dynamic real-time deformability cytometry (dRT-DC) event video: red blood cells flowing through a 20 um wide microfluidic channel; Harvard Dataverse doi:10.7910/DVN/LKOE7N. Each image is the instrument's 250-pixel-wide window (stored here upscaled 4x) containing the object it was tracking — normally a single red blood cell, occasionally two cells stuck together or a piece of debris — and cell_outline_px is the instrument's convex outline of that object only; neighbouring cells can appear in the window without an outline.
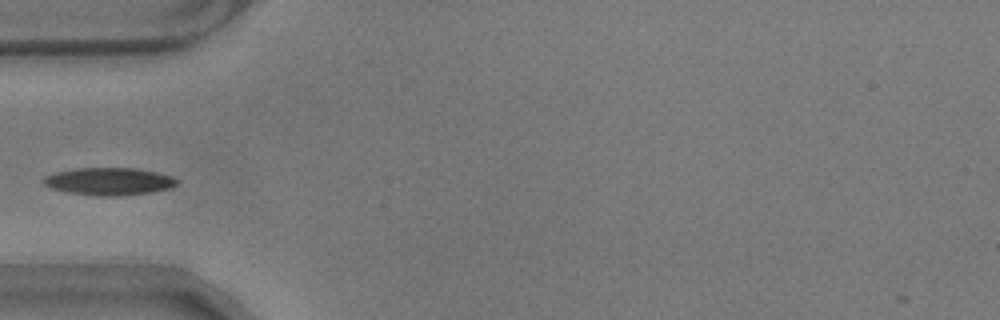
{"species": "common noctule bat (a hibernating species)", "species_latin": "Nyctalus noctula", "temperature_condition": "warm", "stored_images_in_passage": 24, "camera_frame_rate_fps": 3000, "um_per_image_px": 0.085, "animal": {"sex": "male", "body_mass_g": 17.9}, "frame": {"image": 1, "passage_image": 1, "time_ms": 0.0, "image_size_px": [1000, 320], "cell_outline_px": [[176, 184], [172, 188], [152, 192], [120, 196], [96, 196], [68, 192], [52, 188], [44, 184], [40, 180], [44, 176], [56, 172], [76, 168], [136, 168], [156, 172], [172, 176], [176, 180]], "centroid_in_image_um": [9.25, 15.42], "position_along_channel_um": 75.7, "area_um2": 21.44}}
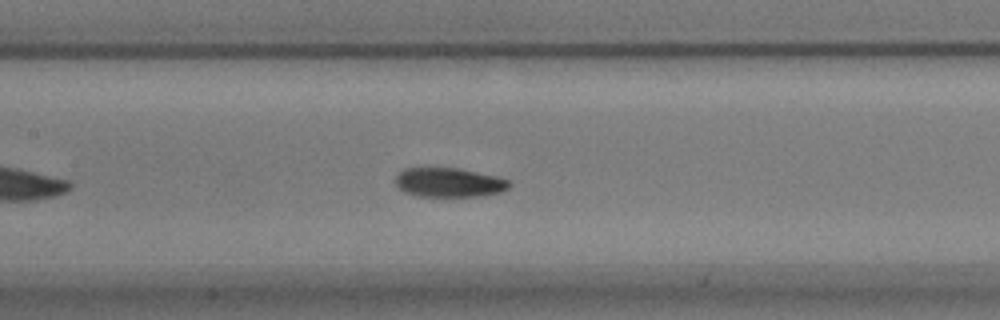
{"frame": {"image": 2, "passage_image": 9, "time_ms": 2.667, "image_size_px": [1000, 320], "cell_outline_px": [[512, 184], [508, 188], [500, 192], [480, 196], [420, 196], [404, 192], [396, 184], [396, 176], [404, 168], [460, 168], [496, 176], [508, 180]], "centroid_in_image_um": [38.18, 15.5], "position_along_channel_um": 169.2, "area_um2": 19.31}}
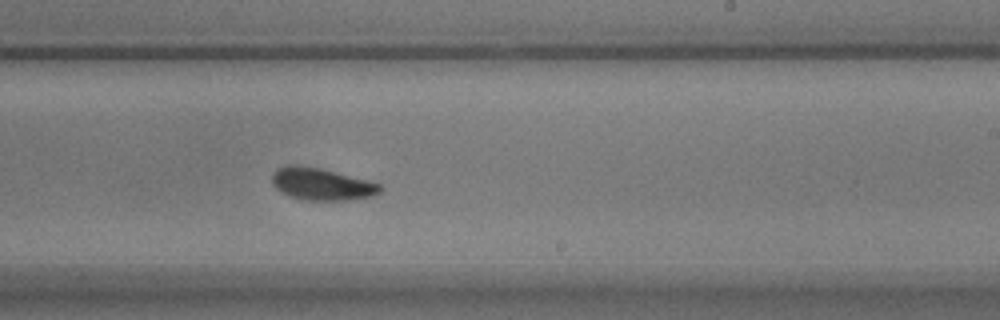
{"frame": {"image": 3, "passage_image": 17, "time_ms": 5.333, "image_size_px": [1000, 320], "cell_outline_px": [[384, 188], [380, 192], [372, 196], [348, 200], [304, 200], [292, 196], [276, 188], [272, 184], [272, 172], [276, 168], [288, 164], [292, 164], [320, 168], [368, 180], [380, 184]], "centroid_in_image_um": [27.34, 15.63], "position_along_channel_um": 261.7, "area_um2": 20.23}}